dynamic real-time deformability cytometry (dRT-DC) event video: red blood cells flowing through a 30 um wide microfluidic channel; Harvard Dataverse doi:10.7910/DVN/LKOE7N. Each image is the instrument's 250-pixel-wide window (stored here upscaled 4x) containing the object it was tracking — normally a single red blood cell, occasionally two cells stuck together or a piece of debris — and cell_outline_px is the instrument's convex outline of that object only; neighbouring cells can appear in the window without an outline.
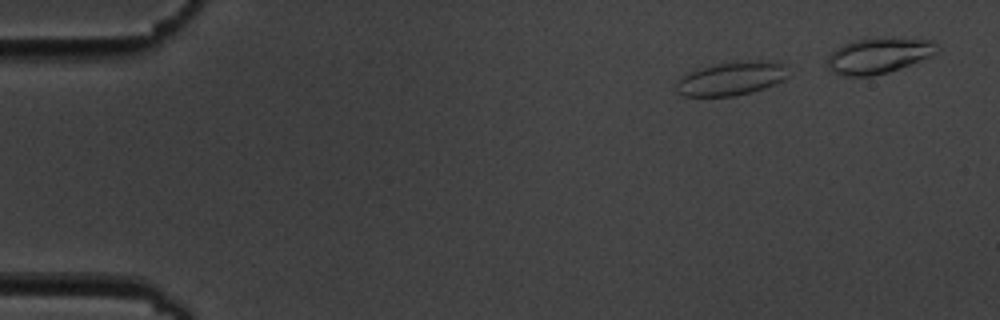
{"species": "common noctule bat (a hibernating species)", "species_latin": "Nyctalus noctula", "temperature_condition": "cold", "stored_images_in_passage": 7, "segment_of_instrument_passage": [1, 2], "camera_frame_rate_fps": 3000, "um_per_image_px": 0.085, "animal": {"sex": "male", "body_mass_g": 19.5, "forearm_length_mm": 54.6}, "frame": {"image": 1, "passage_image": 1, "time_ms": 0.0, "image_size_px": [1000, 320], "cell_outline_px": [[788, 76], [784, 80], [764, 88], [752, 92], [736, 96], [684, 96], [676, 92], [676, 84], [688, 72], [720, 64], [760, 60], [784, 64]], "centroid_in_image_um": [62.18, 6.71], "position_along_channel_um": 22.8, "area_um2": 21.39}}
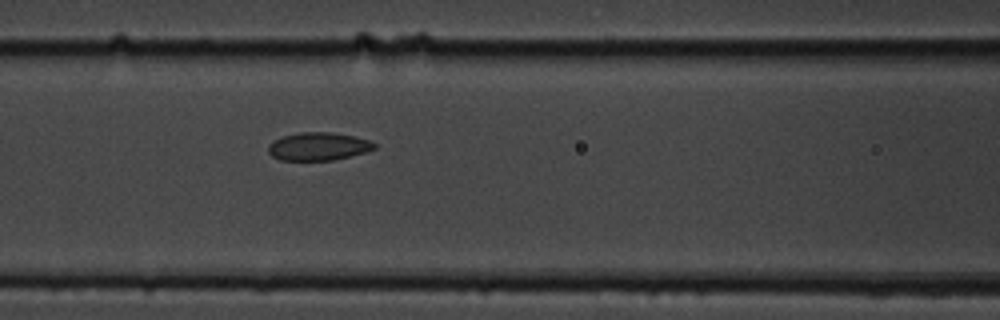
{"frame": {"image": 2, "passage_image": 6, "time_ms": 5.667, "image_size_px": [1000, 320], "cell_outline_px": [[376, 148], [364, 152], [332, 160], [280, 160], [272, 156], [268, 152], [268, 144], [272, 140], [284, 136], [300, 132], [332, 132], [352, 136], [368, 140], [376, 144]], "centroid_in_image_um": [27.01, 12.44], "position_along_channel_um": 139.6, "area_um2": 17.17}}